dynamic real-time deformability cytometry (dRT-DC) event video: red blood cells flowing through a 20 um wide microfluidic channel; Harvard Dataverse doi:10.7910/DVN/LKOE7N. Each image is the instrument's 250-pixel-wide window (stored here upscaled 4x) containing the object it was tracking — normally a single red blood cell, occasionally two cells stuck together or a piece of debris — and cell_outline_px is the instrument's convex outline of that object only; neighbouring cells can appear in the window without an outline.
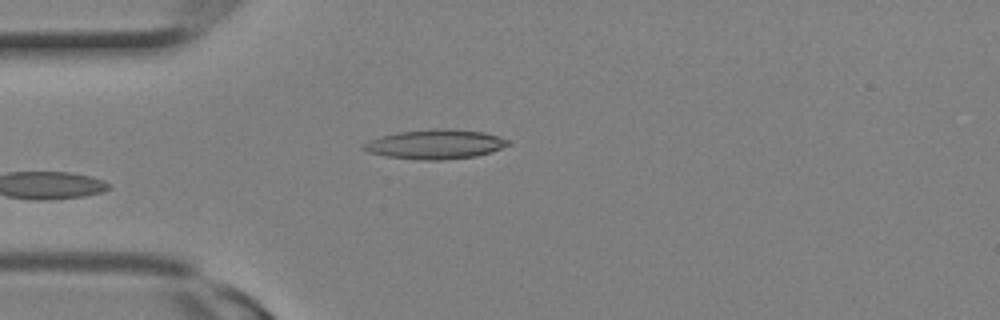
{"species": "Egyptian fruit bat (a non-hibernating species)", "species_latin": "Rousettus aegyptiacus", "temperature_condition": "room temperature", "stored_images_in_passage": 4, "camera_frame_rate_fps": 3000, "um_per_image_px": 0.085, "animal": {"sex": "female"}, "frame": {"image": 1, "passage_image": 4, "time_ms": 1.0, "image_size_px": [1000, 320], "cell_outline_px": [[512, 144], [492, 152], [476, 156], [440, 160], [420, 160], [384, 156], [368, 152], [360, 148], [368, 140], [380, 136], [396, 132], [432, 128], [452, 128], [484, 132], [500, 136], [508, 140]], "centroid_in_image_um": [37.0, 12.25], "position_along_channel_um": 48.0, "area_um2": 25.26}}